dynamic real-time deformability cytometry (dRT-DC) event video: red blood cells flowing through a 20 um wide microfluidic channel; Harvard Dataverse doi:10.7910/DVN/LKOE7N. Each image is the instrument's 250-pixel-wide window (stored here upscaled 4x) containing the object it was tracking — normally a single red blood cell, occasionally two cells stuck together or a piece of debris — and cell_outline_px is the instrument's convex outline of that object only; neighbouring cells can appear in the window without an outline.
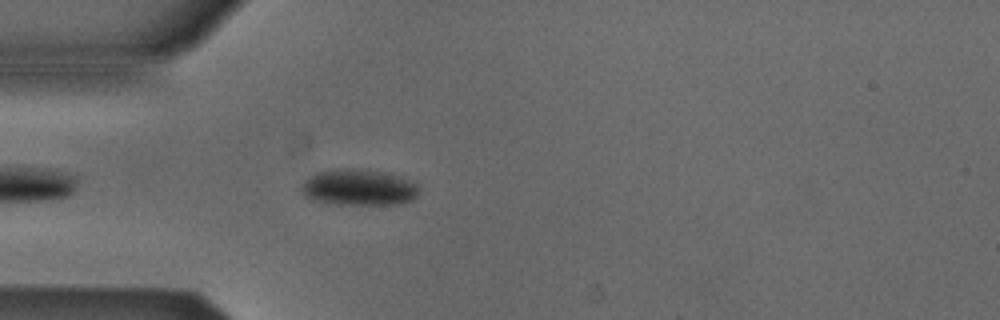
{"species": "Egyptian fruit bat (a non-hibernating species)", "species_latin": "Rousettus aegyptiacus", "temperature_condition": "cold", "stored_images_in_passage": 42, "camera_frame_rate_fps": 3000, "um_per_image_px": 0.085, "animal": {"sex": "male"}, "frame": {"image": 1, "passage_image": 4, "time_ms": 1.0, "image_size_px": [1000, 320], "cell_outline_px": [[416, 196], [412, 200], [400, 204], [336, 204], [312, 200], [304, 196], [300, 192], [300, 188], [304, 180], [308, 176], [316, 172], [332, 168], [368, 168], [388, 172], [400, 176], [416, 184]], "centroid_in_image_um": [30.42, 15.9], "position_along_channel_um": 54.6, "area_um2": 25.32}}
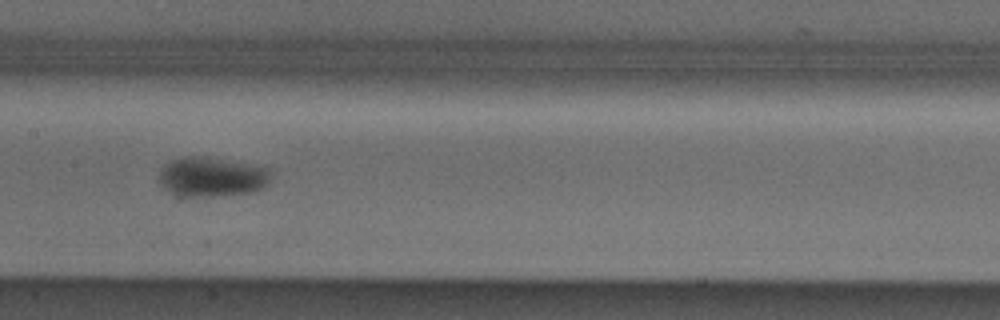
{"frame": {"image": 2, "passage_image": 15, "time_ms": 4.667, "image_size_px": [1000, 320], "cell_outline_px": [[272, 172], [268, 184], [264, 188], [252, 192], [212, 196], [184, 196], [172, 192], [164, 188], [160, 184], [160, 168], [164, 164], [172, 160], [184, 156], [200, 156], [268, 168]], "centroid_in_image_um": [18.0, 15.04], "position_along_channel_um": 189.4, "area_um2": 25.49}}
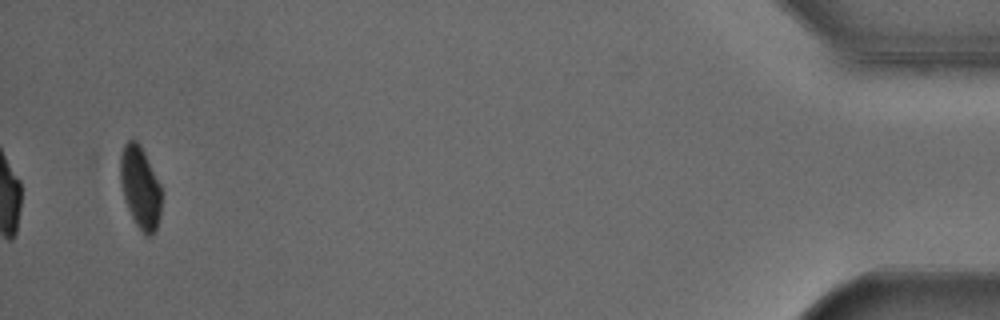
{"frame": {"image": 3, "passage_image": 40, "time_ms": 13.0, "image_size_px": [1000, 320], "cell_outline_px": [[160, 216], [156, 228], [152, 236], [144, 236], [136, 224], [124, 200], [120, 184], [120, 156], [124, 144], [128, 140], [136, 140], [140, 144], [160, 184]], "centroid_in_image_um": [11.9, 15.94], "position_along_channel_um": 423.3, "area_um2": 19.65}, "authors_computed_cell_mechanics": {"area_um2": 23.9292, "velocity_mm_per_s": 3.8577, "shape_relaxation_time_tau1_ms": 2.7705, "shape_relaxation_time_tau2_ms": null, "deformation_change_tau1": 0.0839, "deformation_change_tau2": null}}